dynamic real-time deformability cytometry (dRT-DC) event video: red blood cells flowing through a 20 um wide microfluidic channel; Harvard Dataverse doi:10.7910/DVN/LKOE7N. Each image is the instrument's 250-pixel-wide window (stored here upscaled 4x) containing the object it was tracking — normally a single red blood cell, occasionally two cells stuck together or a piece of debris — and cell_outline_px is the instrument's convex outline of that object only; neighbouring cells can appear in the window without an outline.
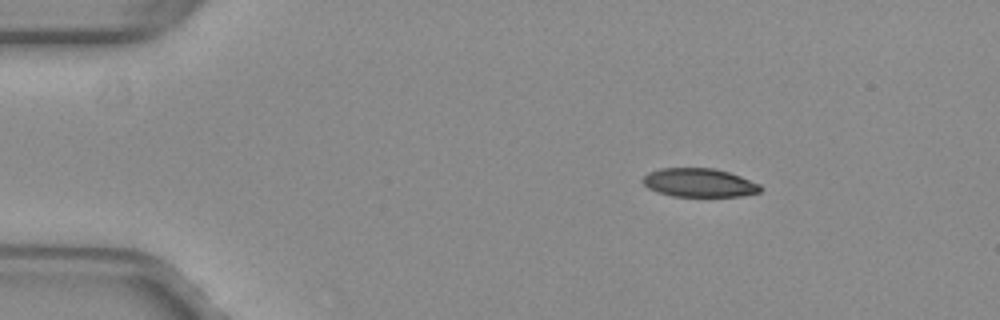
{"species": "common noctule bat (a hibernating species)", "species_latin": "Nyctalus noctula", "temperature_condition": "warm", "stored_images_in_passage": 13, "camera_frame_rate_fps": 3000, "um_per_image_px": 0.085, "animal": {"sex": "female", "body_mass_g": 29.2, "forearm_length_mm": 56.3}, "frame": {"image": 1, "passage_image": 1, "time_ms": 0.0, "image_size_px": [1000, 320], "cell_outline_px": [[764, 188], [760, 192], [744, 196], [672, 196], [656, 192], [648, 188], [640, 180], [648, 172], [660, 168], [716, 168], [740, 176], [760, 184]], "centroid_in_image_um": [59.43, 15.53], "position_along_channel_um": 25.6, "area_um2": 19.83}}
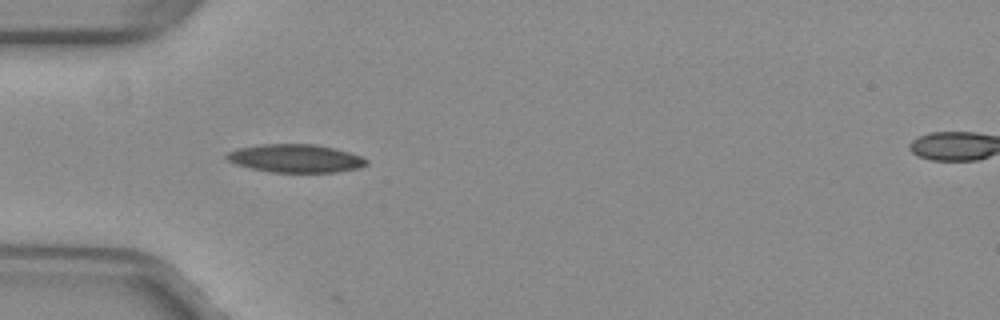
{"frame": {"image": 2, "passage_image": 9, "time_ms": 2.667, "image_size_px": [1000, 320], "cell_outline_px": [[368, 164], [360, 168], [336, 172], [268, 172], [236, 164], [228, 160], [224, 156], [228, 152], [236, 148], [260, 144], [316, 144], [336, 148], [360, 156], [368, 160]], "centroid_in_image_um": [25.12, 13.46], "position_along_channel_um": 59.9, "area_um2": 23.06}}
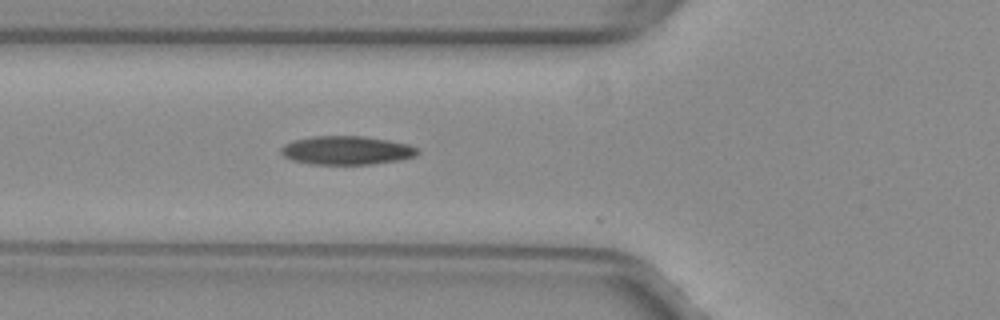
{"frame": {"image": 3, "passage_image": 12, "time_ms": 3.667, "image_size_px": [1000, 320], "cell_outline_px": [[420, 152], [416, 156], [400, 160], [372, 164], [312, 164], [292, 160], [284, 156], [280, 152], [280, 148], [284, 144], [296, 140], [312, 136], [364, 136], [388, 140], [408, 144], [416, 148]], "centroid_in_image_um": [29.47, 12.78], "position_along_channel_um": 96.3, "area_um2": 22.77}}